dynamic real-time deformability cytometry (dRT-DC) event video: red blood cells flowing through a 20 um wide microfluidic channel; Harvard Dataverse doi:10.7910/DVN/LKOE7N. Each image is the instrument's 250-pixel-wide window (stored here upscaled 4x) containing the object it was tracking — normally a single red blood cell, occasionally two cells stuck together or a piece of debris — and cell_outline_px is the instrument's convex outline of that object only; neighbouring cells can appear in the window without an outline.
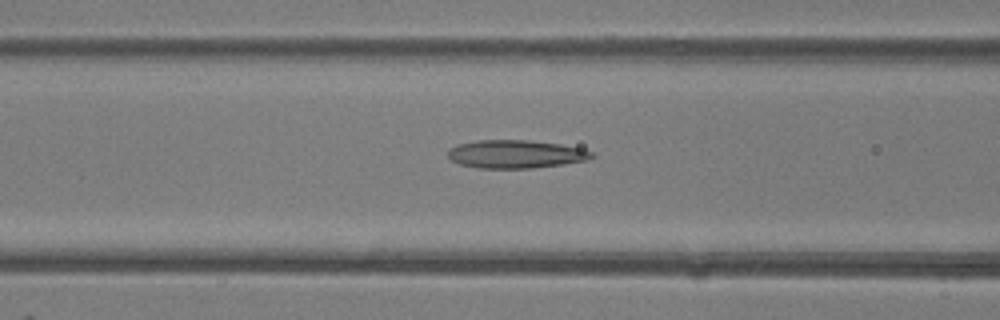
{"species": "common noctule bat (a hibernating species)", "species_latin": "Nyctalus noctula", "temperature_condition": "room temperature", "stored_images_in_passage": 7, "camera_frame_rate_fps": 3000, "um_per_image_px": 0.085, "animal": {"sex": "female"}, "frame": {"image": 1, "passage_image": 5, "time_ms": 1.333, "image_size_px": [1000, 320], "cell_outline_px": [[596, 156], [584, 160], [564, 164], [532, 168], [476, 168], [460, 164], [452, 160], [448, 156], [448, 148], [456, 144], [476, 140], [528, 140], [560, 144], [580, 148], [592, 152]], "centroid_in_image_um": [43.79, 13.09], "position_along_channel_um": 122.8, "area_um2": 23.64}}